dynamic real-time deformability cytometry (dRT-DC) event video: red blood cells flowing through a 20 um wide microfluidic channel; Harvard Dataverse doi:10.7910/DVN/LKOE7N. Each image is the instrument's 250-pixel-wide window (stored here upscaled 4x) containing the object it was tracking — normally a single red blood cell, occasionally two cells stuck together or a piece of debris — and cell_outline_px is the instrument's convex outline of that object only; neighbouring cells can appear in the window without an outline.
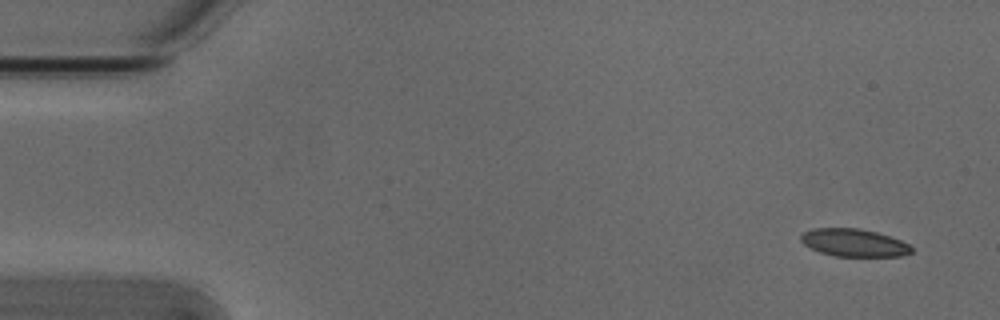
{"species": "Egyptian fruit bat (a non-hibernating species)", "species_latin": "Rousettus aegyptiacus", "temperature_condition": "cold", "stored_images_in_passage": 6, "segment_of_instrument_passage": [2, 2], "camera_frame_rate_fps": 3000, "um_per_image_px": 0.085, "animal": {"sex": "male"}, "frame": {"image": 1, "passage_image": 6, "time_ms": 1.667, "image_size_px": [1000, 320], "cell_outline_px": [[912, 252], [900, 256], [832, 256], [820, 252], [804, 244], [800, 240], [800, 236], [804, 232], [812, 228], [860, 228], [876, 232], [900, 240], [908, 244], [912, 248]], "centroid_in_image_um": [72.56, 20.63], "position_along_channel_um": 12.4, "area_um2": 17.74}}